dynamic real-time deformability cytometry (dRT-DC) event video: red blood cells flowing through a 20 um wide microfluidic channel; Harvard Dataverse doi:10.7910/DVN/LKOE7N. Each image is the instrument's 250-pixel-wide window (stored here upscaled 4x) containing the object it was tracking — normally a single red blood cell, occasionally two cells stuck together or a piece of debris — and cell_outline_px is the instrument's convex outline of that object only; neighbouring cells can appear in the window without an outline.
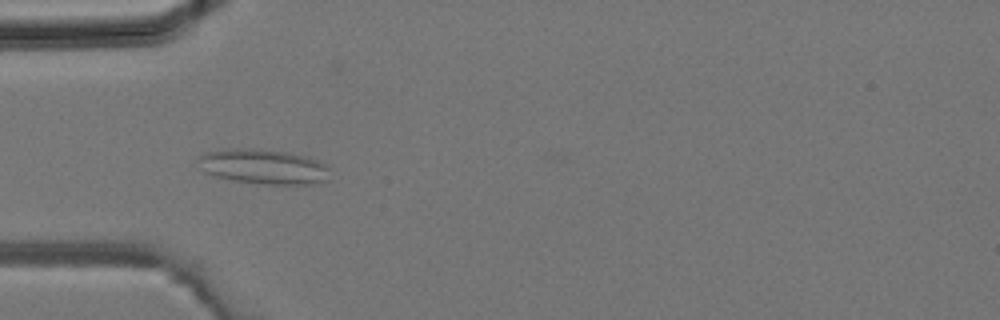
{"species": "common noctule bat (a hibernating species)", "species_latin": "Nyctalus noctula", "temperature_condition": "room temperature", "stored_images_in_passage": 2, "camera_frame_rate_fps": 3000, "um_per_image_px": 0.085, "animal": {"sex": "male", "body_mass_g": 19.2, "forearm_length_mm": 51.8}, "frame": {"image": 1, "passage_image": 1, "time_ms": 0.0, "image_size_px": [1000, 320], "cell_outline_px": [[328, 180], [320, 184], [264, 184], [232, 180], [212, 176], [204, 172], [200, 160], [200, 156], [204, 152], [232, 148], [252, 148], [284, 152], [308, 156], [324, 164], [328, 168]], "centroid_in_image_um": [22.41, 14.17], "position_along_channel_um": 62.6, "area_um2": 26.76}}